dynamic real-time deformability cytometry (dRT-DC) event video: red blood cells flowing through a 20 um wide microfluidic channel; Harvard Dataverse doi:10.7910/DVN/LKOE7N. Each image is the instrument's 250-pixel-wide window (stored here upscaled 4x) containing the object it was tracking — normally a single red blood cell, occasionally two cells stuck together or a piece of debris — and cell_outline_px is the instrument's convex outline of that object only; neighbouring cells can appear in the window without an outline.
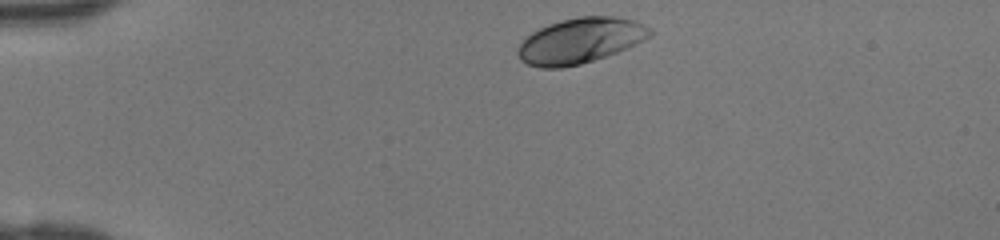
{"species": "human", "species_latin": "Homo sapiens", "temperature_condition": "room temperature", "stored_images_in_passage": 32, "camera_frame_rate_fps": 3000, "um_per_image_px": 0.085, "donor": {"sex": "female"}, "frame": {"image": 1, "passage_image": 1, "time_ms": 0.0, "image_size_px": [1000, 240], "cell_outline_px": [[652, 32], [644, 40], [628, 48], [580, 64], [560, 68], [540, 68], [528, 64], [520, 60], [516, 52], [520, 44], [532, 32], [548, 24], [560, 20], [580, 16], [612, 16], [632, 20], [644, 24], [652, 28]], "centroid_in_image_um": [49.31, 3.45], "position_along_channel_um": 35.7, "area_um2": 34.74}}
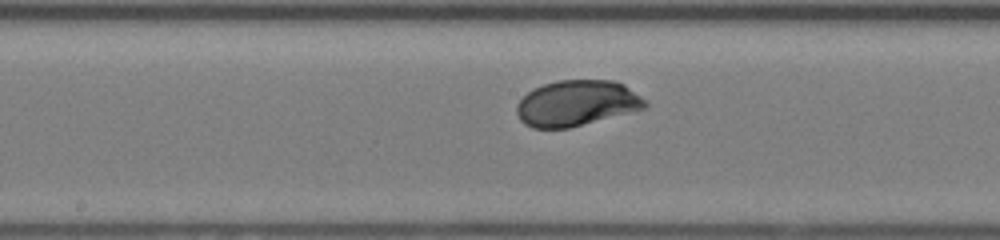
{"frame": {"image": 2, "passage_image": 16, "time_ms": 5.0, "image_size_px": [1000, 240], "cell_outline_px": [[648, 108], [568, 128], [532, 128], [524, 124], [520, 120], [516, 112], [516, 104], [528, 92], [544, 84], [560, 80], [612, 80], [624, 84], [648, 100]], "centroid_in_image_um": [49.06, 8.77], "position_along_channel_um": 199.1, "area_um2": 34.39}}
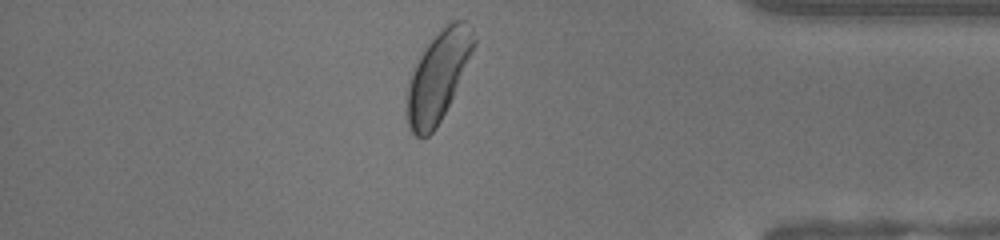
{"frame": {"image": 3, "passage_image": 31, "time_ms": 10.0, "image_size_px": [1000, 240], "cell_outline_px": [[476, 44], [452, 96], [436, 128], [428, 136], [416, 136], [408, 128], [408, 80], [424, 48], [452, 20], [464, 20], [472, 28], [476, 40]], "centroid_in_image_um": [37.25, 6.46], "position_along_channel_um": 398.0, "area_um2": 33.76}}